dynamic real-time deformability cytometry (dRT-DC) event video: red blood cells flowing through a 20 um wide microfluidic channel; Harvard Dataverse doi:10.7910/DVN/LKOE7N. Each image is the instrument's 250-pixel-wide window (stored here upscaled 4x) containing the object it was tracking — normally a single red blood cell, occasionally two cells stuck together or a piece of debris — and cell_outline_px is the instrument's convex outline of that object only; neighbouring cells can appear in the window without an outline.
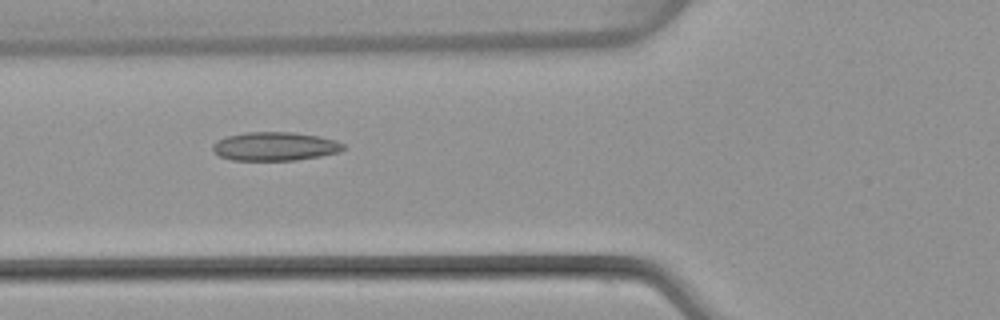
{"species": "common noctule bat (a hibernating species)", "species_latin": "Nyctalus noctula", "temperature_condition": "warm", "stored_images_in_passage": 50, "camera_frame_rate_fps": 3000, "um_per_image_px": 0.085, "animal": {"sex": "female", "body_mass_g": 22.7, "forearm_length_mm": 54.2}, "frame": {"image": 1, "passage_image": 19, "time_ms": 6.0, "image_size_px": [1000, 320], "cell_outline_px": [[344, 148], [340, 152], [320, 156], [296, 160], [232, 160], [220, 156], [212, 152], [212, 144], [216, 140], [228, 136], [244, 132], [292, 132], [320, 136], [336, 140], [344, 144]], "centroid_in_image_um": [23.35, 12.44], "position_along_channel_um": 102.4, "area_um2": 21.96}}
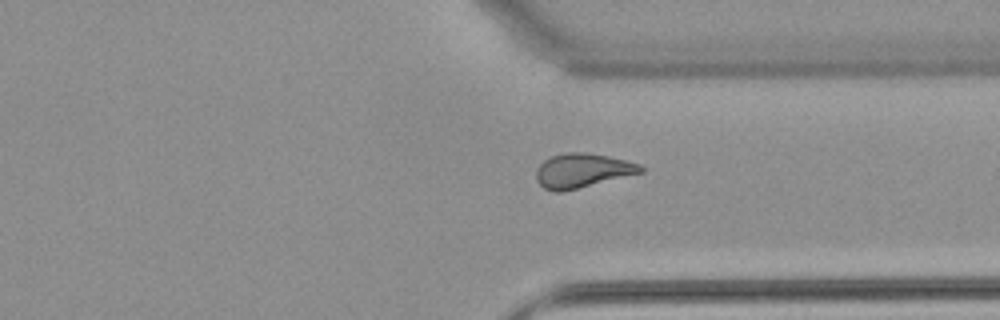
{"frame": {"image": 2, "passage_image": 38, "time_ms": 12.333, "image_size_px": [1000, 320], "cell_outline_px": [[644, 172], [560, 192], [556, 192], [544, 188], [536, 180], [536, 168], [544, 160], [552, 156], [564, 152], [584, 152], [608, 156], [640, 164], [644, 168]], "centroid_in_image_um": [49.48, 14.49], "position_along_channel_um": 361.9, "area_um2": 20.69}}
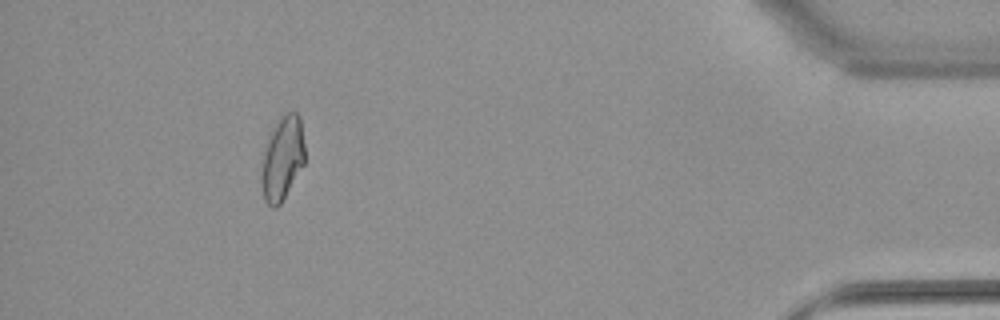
{"frame": {"image": 3, "passage_image": 46, "time_ms": 15.0, "image_size_px": [1000, 320], "cell_outline_px": [[304, 164], [280, 204], [276, 208], [272, 208], [264, 200], [260, 180], [260, 176], [264, 152], [272, 132], [280, 120], [288, 112], [296, 112], [300, 116], [304, 144]], "centroid_in_image_um": [24.0, 13.53], "position_along_channel_um": 411.2, "area_um2": 20.69}, "authors_computed_cell_mechanics": {"area_um2": 21.097, "velocity_mm_per_s": 4.0935, "shape_relaxation_time_tau1_ms": null, "shape_relaxation_time_tau2_ms": 2.1455, "deformation_change_tau1": null, "deformation_change_tau2": 0.0987}}